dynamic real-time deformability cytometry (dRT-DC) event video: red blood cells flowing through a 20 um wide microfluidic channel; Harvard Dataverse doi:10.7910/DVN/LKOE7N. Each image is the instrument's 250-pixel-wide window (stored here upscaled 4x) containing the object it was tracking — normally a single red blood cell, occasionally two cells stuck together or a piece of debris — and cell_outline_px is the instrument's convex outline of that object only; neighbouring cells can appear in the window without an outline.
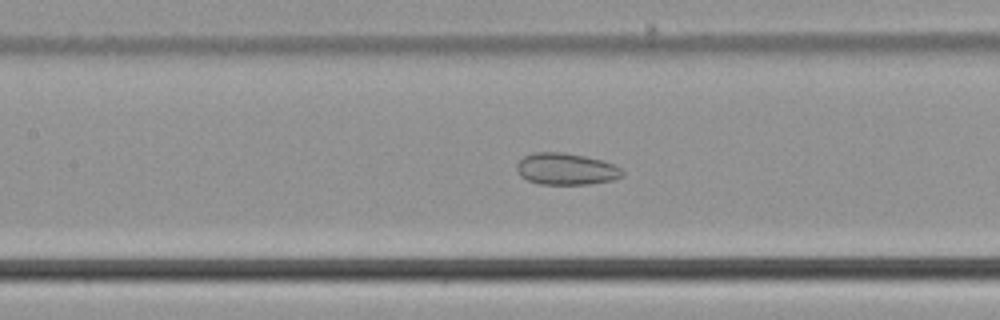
{"species": "common noctule bat (a hibernating species)", "species_latin": "Nyctalus noctula", "temperature_condition": "cold", "stored_images_in_passage": 57, "camera_frame_rate_fps": 3000, "um_per_image_px": 0.085, "animal": {"sex": "male", "body_mass_g": 21.5, "forearm_length_mm": 52.0}, "frame": {"image": 1, "passage_image": 26, "time_ms": 8.333, "image_size_px": [1000, 320], "cell_outline_px": [[624, 176], [612, 180], [588, 184], [540, 184], [528, 180], [520, 176], [516, 168], [516, 164], [524, 156], [536, 152], [564, 152], [584, 156], [600, 160], [612, 164], [620, 168], [624, 172]], "centroid_in_image_um": [48.1, 14.36], "position_along_channel_um": 159.3, "area_um2": 19.42}}
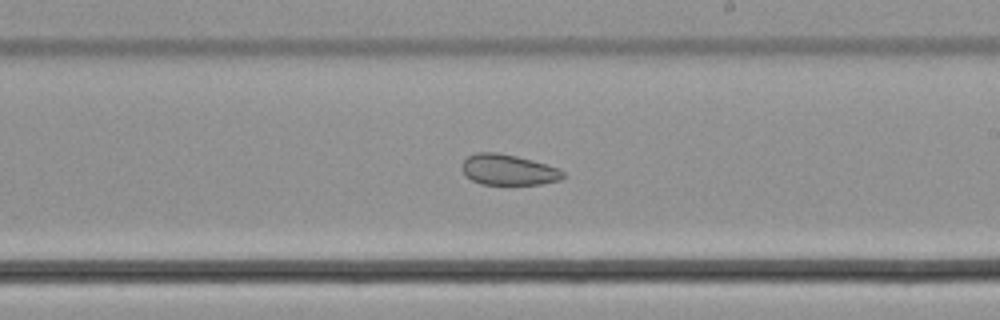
{"frame": {"image": 2, "passage_image": 33, "time_ms": 10.667, "image_size_px": [1000, 320], "cell_outline_px": [[564, 176], [560, 180], [540, 184], [480, 184], [464, 176], [464, 160], [468, 156], [476, 152], [496, 152], [516, 156], [532, 160], [556, 168], [564, 172]], "centroid_in_image_um": [43.19, 14.43], "position_along_channel_um": 245.8, "area_um2": 17.8}}
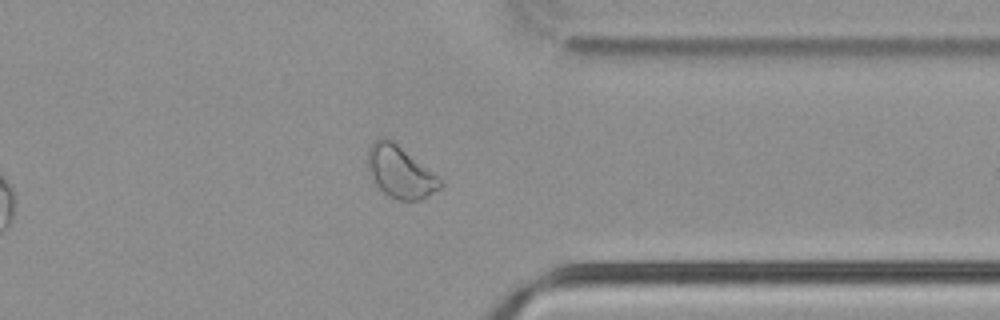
{"frame": {"image": 3, "passage_image": 44, "time_ms": 14.333, "image_size_px": [1000, 320], "cell_outline_px": [[444, 184], [440, 188], [420, 200], [400, 200], [388, 196], [376, 184], [368, 172], [368, 148], [380, 136], [384, 136], [392, 140], [444, 180]], "centroid_in_image_um": [34.03, 14.61], "position_along_channel_um": 377.4, "area_um2": 21.91}, "authors_computed_cell_mechanics": {"area_um2": 24.7962, "velocity_mm_per_s": 3.7189, "shape_relaxation_time_tau1_ms": null, "shape_relaxation_time_tau2_ms": 2.368, "deformation_change_tau1": null, "deformation_change_tau2": 0.0727}}